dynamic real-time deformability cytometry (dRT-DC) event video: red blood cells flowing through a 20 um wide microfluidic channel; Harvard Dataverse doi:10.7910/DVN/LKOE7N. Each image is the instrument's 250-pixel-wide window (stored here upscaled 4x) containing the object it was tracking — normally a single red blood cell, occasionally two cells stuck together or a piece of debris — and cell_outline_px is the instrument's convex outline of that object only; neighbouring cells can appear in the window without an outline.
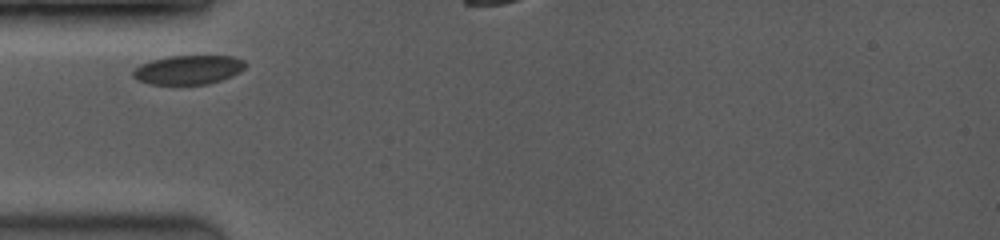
{"species": "common noctule bat (a hibernating species)", "species_latin": "Nyctalus noctula", "temperature_condition": "room temperature", "stored_images_in_passage": 6, "camera_frame_rate_fps": 3500, "um_per_image_px": 0.085, "animal": {"sex": "female", "body_mass_g": 19.0, "forearm_length_mm": 53.3}, "frame": {"image": 1, "passage_image": 2, "time_ms": 0.571, "image_size_px": [1000, 240], "cell_outline_px": [[248, 64], [240, 72], [232, 76], [208, 84], [152, 84], [140, 80], [132, 76], [132, 72], [140, 64], [152, 60], [168, 56], [232, 56], [244, 60]], "centroid_in_image_um": [16.04, 5.92], "position_along_channel_um": 69.0, "area_um2": 18.96}}